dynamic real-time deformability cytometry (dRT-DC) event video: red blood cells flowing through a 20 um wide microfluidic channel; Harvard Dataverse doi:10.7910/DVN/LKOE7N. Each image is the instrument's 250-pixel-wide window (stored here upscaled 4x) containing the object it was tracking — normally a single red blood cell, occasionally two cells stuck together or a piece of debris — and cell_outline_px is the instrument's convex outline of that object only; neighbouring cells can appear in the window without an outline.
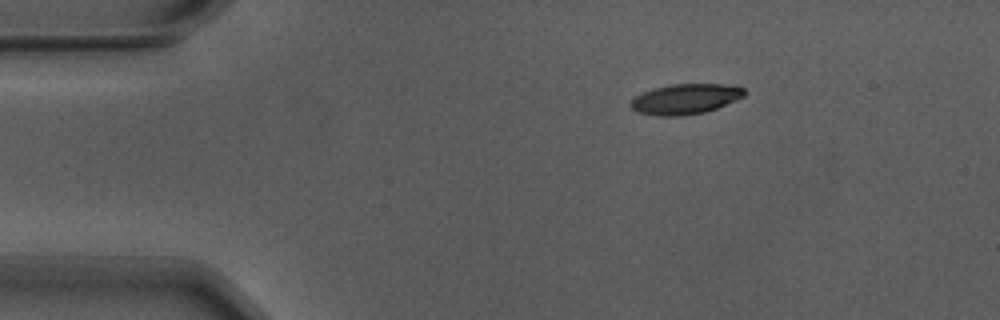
{"species": "Egyptian fruit bat (a non-hibernating species)", "species_latin": "Rousettus aegyptiacus", "temperature_condition": "warm", "stored_images_in_passage": 39, "camera_frame_rate_fps": 3000, "um_per_image_px": 0.085, "animal": {"sex": "male"}, "frame": {"image": 1, "passage_image": 1, "time_ms": 0.0, "image_size_px": [1000, 320], "cell_outline_px": [[748, 92], [744, 96], [736, 100], [716, 108], [704, 112], [684, 116], [660, 116], [640, 112], [632, 108], [628, 104], [636, 96], [644, 92], [656, 88], [672, 84], [720, 84], [744, 88]], "centroid_in_image_um": [58.28, 8.42], "position_along_channel_um": 26.7, "area_um2": 19.83}}
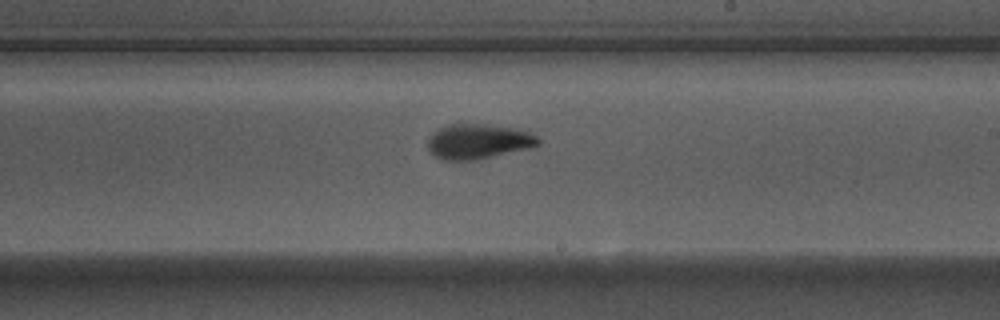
{"frame": {"image": 2, "passage_image": 24, "time_ms": 7.667, "image_size_px": [1000, 320], "cell_outline_px": [[540, 144], [532, 148], [476, 160], [444, 160], [436, 156], [428, 148], [428, 136], [432, 132], [448, 124], [484, 124], [512, 128], [528, 132], [536, 136], [540, 140]], "centroid_in_image_um": [40.65, 12.03], "position_along_channel_um": 248.3, "area_um2": 22.48}}
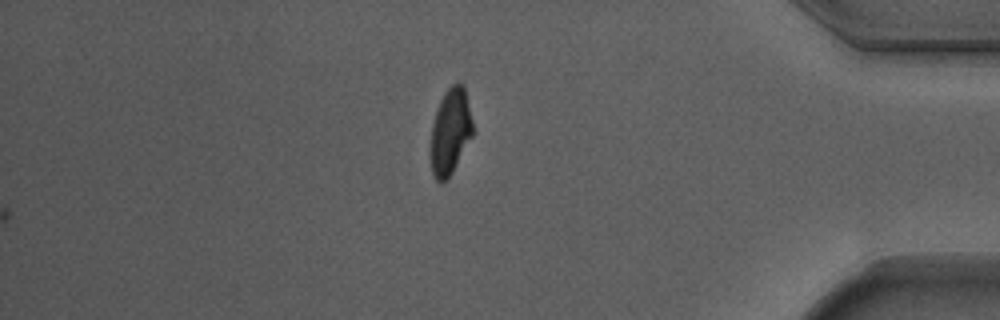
{"frame": {"image": 3, "passage_image": 39, "time_ms": 12.667, "image_size_px": [1000, 320], "cell_outline_px": [[472, 136], [452, 172], [444, 180], [436, 180], [432, 176], [428, 152], [428, 148], [432, 124], [440, 100], [444, 92], [456, 80], [460, 80], [464, 84], [472, 120]], "centroid_in_image_um": [38.23, 11.15], "position_along_channel_um": 397.0, "area_um2": 21.5}, "authors_computed_cell_mechanics": {"area_um2": 21.7906, "velocity_mm_per_s": 3.7177, "shape_relaxation_time_tau1_ms": 4.2296, "shape_relaxation_time_tau2_ms": 2.024, "deformation_change_tau1": 0.1885, "deformation_change_tau2": 0.0936}}